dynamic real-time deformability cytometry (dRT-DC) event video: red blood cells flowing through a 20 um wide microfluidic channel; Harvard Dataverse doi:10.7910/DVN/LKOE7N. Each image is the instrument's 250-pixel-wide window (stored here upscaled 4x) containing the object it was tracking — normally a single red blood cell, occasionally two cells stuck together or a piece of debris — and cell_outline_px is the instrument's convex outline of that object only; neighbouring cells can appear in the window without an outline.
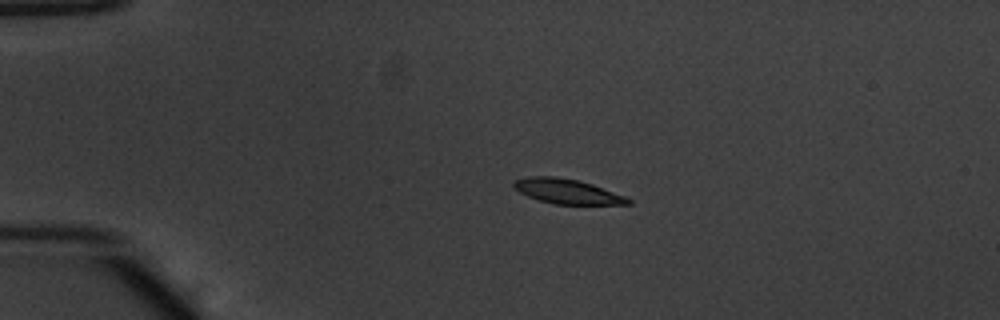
{"species": "common noctule bat (a hibernating species)", "species_latin": "Nyctalus noctula", "temperature_condition": "warm", "stored_images_in_passage": 42, "camera_frame_rate_fps": 3000, "um_per_image_px": 0.085, "animal": {"sex": "male", "body_mass_g": 20.1, "forearm_length_mm": 53.5}, "frame": {"image": 1, "passage_image": 1, "time_ms": 0.0, "image_size_px": [1000, 320], "cell_outline_px": [[632, 204], [556, 204], [540, 200], [528, 196], [520, 192], [512, 184], [512, 180], [528, 176], [556, 176], [576, 180], [592, 184], [624, 196], [632, 200]], "centroid_in_image_um": [48.18, 16.25], "position_along_channel_um": 36.8, "area_um2": 16.3}}
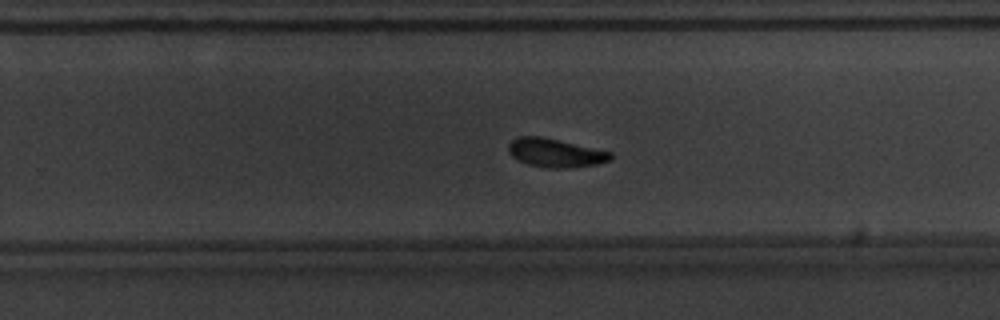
{"frame": {"image": 2, "passage_image": 24, "time_ms": 7.667, "image_size_px": [1000, 320], "cell_outline_px": [[612, 160], [596, 164], [572, 168], [548, 168], [528, 164], [516, 160], [508, 152], [508, 144], [512, 140], [520, 136], [540, 136], [612, 152]], "centroid_in_image_um": [47.19, 13.0], "position_along_channel_um": 282.6, "area_um2": 17.05}}
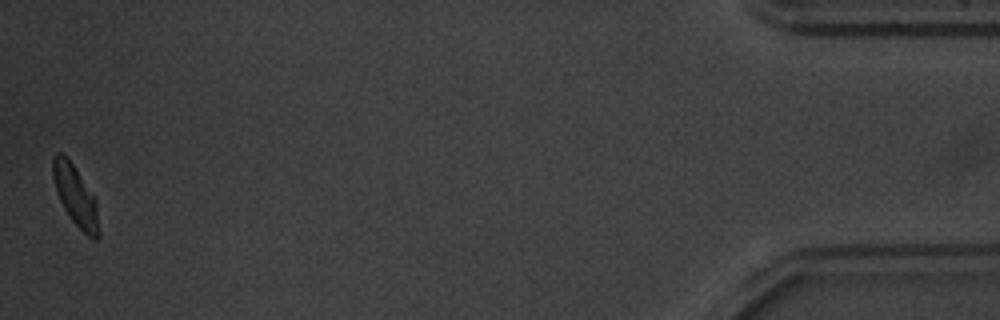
{"frame": {"image": 3, "passage_image": 42, "time_ms": 13.667, "image_size_px": [1000, 320], "cell_outline_px": [[100, 236], [96, 240], [92, 240], [72, 220], [64, 208], [56, 192], [52, 176], [52, 160], [56, 152], [60, 152], [72, 164], [96, 200], [100, 232]], "centroid_in_image_um": [6.42, 16.69], "position_along_channel_um": 428.8, "area_um2": 15.9}, "authors_computed_cell_mechanics": {"area_um2": 17.051, "velocity_mm_per_s": 3.829, "shape_relaxation_time_tau1_ms": 2.5354, "shape_relaxation_time_tau2_ms": null, "deformation_change_tau1": 0.1147, "deformation_change_tau2": null}}